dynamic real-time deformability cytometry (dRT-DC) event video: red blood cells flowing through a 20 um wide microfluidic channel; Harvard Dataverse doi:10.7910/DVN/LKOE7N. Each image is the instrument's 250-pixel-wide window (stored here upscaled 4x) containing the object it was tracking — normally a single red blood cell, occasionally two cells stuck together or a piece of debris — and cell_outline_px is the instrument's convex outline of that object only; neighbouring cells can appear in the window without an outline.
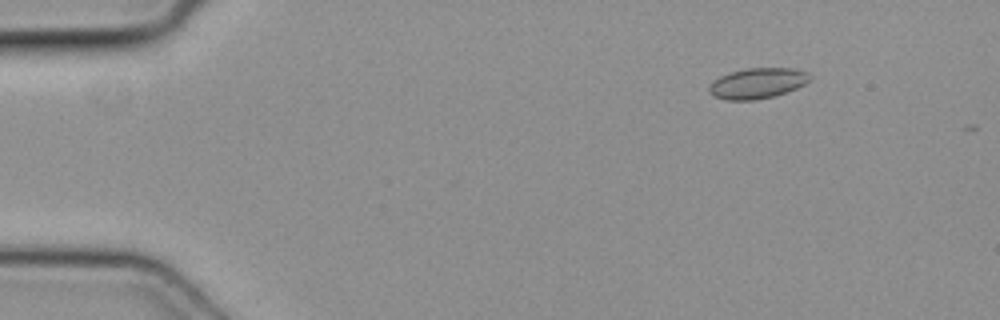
{"species": "common noctule bat (a hibernating species)", "species_latin": "Nyctalus noctula", "temperature_condition": "cold", "stored_images_in_passage": 42, "camera_frame_rate_fps": 3000, "um_per_image_px": 0.085, "animal": {"sex": "female", "body_mass_g": 19.3, "forearm_length_mm": 54.1}, "frame": {"image": 1, "passage_image": 1, "time_ms": 0.0, "image_size_px": [1000, 320], "cell_outline_px": [[812, 76], [804, 84], [796, 88], [772, 96], [756, 100], [728, 100], [712, 96], [708, 92], [708, 88], [720, 76], [732, 72], [748, 68], [792, 68], [808, 72]], "centroid_in_image_um": [64.38, 7.08], "position_along_channel_um": 20.6, "area_um2": 17.69}}
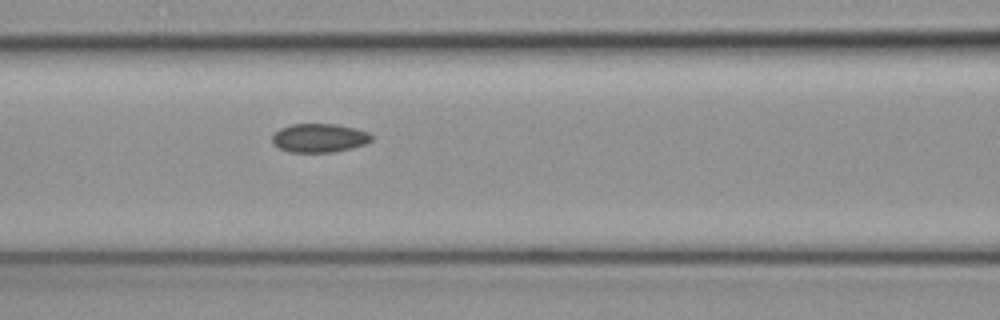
{"frame": {"image": 2, "passage_image": 16, "time_ms": 5.0, "image_size_px": [1000, 320], "cell_outline_px": [[372, 140], [364, 144], [352, 148], [332, 152], [288, 152], [272, 144], [272, 136], [280, 128], [292, 124], [336, 124], [368, 132], [372, 136]], "centroid_in_image_um": [27.11, 11.73], "position_along_channel_um": 139.5, "area_um2": 16.53}}
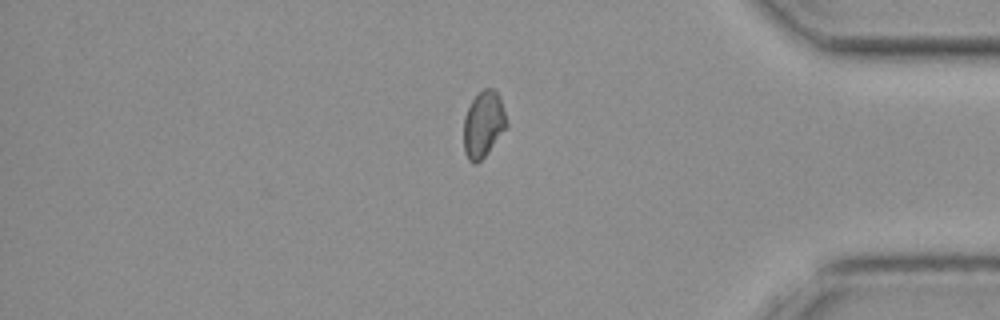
{"frame": {"image": 3, "passage_image": 36, "time_ms": 11.667, "image_size_px": [1000, 320], "cell_outline_px": [[508, 124], [484, 156], [476, 164], [472, 164], [468, 160], [464, 152], [464, 116], [472, 100], [484, 88], [492, 88], [496, 92], [500, 100]], "centroid_in_image_um": [41.05, 10.58], "position_along_channel_um": 394.1, "area_um2": 16.13}}